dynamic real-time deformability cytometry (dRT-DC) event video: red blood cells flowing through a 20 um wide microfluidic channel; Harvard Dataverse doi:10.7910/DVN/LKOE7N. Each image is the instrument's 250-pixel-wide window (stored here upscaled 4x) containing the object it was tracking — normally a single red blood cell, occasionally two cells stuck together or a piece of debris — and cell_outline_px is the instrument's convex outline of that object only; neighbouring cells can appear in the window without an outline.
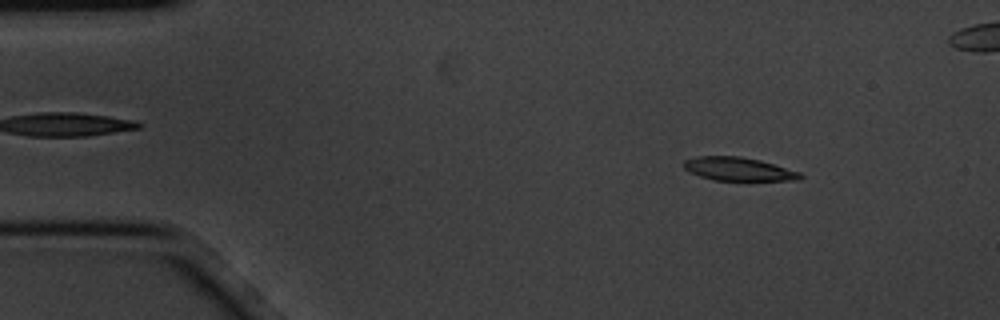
{"species": "common noctule bat (a hibernating species)", "species_latin": "Nyctalus noctula", "temperature_condition": "cold", "stored_images_in_passage": 5, "camera_frame_rate_fps": 3000, "um_per_image_px": 0.085, "animal": {"sex": "male", "body_mass_g": 20.1, "forearm_length_mm": 53.5}, "frame": {"image": 1, "passage_image": 2, "time_ms": 0.333, "image_size_px": [1000, 320], "cell_outline_px": [[804, 176], [800, 180], [712, 180], [700, 176], [684, 168], [684, 160], [696, 156], [740, 156], [760, 160], [800, 172]], "centroid_in_image_um": [62.78, 14.36], "position_along_channel_um": 22.2, "area_um2": 15.78}}
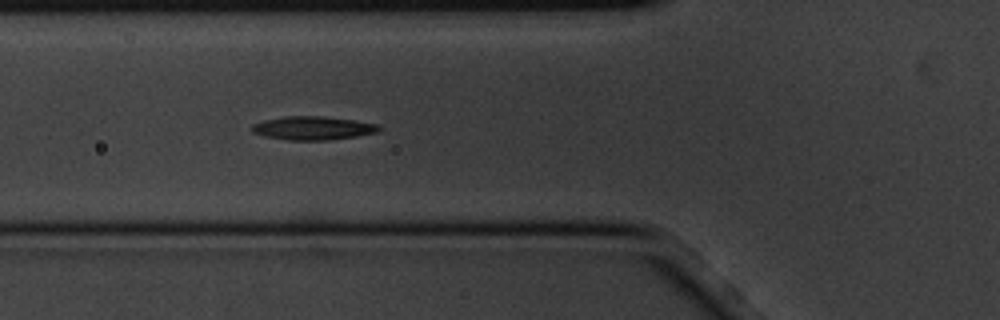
{"frame": {"image": 2, "passage_image": 5, "time_ms": 1.333, "image_size_px": [1000, 320], "cell_outline_px": [[380, 132], [356, 136], [328, 140], [288, 140], [268, 136], [252, 132], [252, 124], [264, 120], [284, 116], [324, 116], [356, 120], [376, 124], [380, 128]], "centroid_in_image_um": [26.62, 10.88], "position_along_channel_um": 99.2, "area_um2": 17.34}}